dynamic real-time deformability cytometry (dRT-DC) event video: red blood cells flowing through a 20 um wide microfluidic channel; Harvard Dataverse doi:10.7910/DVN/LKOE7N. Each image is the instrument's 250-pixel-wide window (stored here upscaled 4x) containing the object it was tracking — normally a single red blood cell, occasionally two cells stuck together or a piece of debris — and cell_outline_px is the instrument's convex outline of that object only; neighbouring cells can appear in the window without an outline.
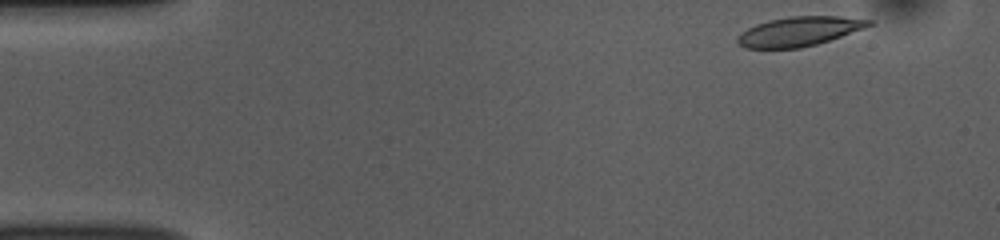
{"species": "common noctule bat (a hibernating species)", "species_latin": "Nyctalus noctula", "temperature_condition": "room temperature", "stored_images_in_passage": 49, "camera_frame_rate_fps": 3000, "um_per_image_px": 0.085, "animal": {"sex": "female", "body_mass_g": 10.0, "forearm_length_mm": 53.1}, "frame": {"image": 1, "passage_image": 1, "time_ms": 0.0, "image_size_px": [1000, 240], "cell_outline_px": [[876, 24], [816, 44], [800, 48], [744, 48], [736, 40], [736, 36], [748, 28], [756, 24], [768, 20], [788, 16], [840, 16], [876, 20]], "centroid_in_image_um": [67.95, 2.65], "position_along_channel_um": 17.1, "area_um2": 22.54}}
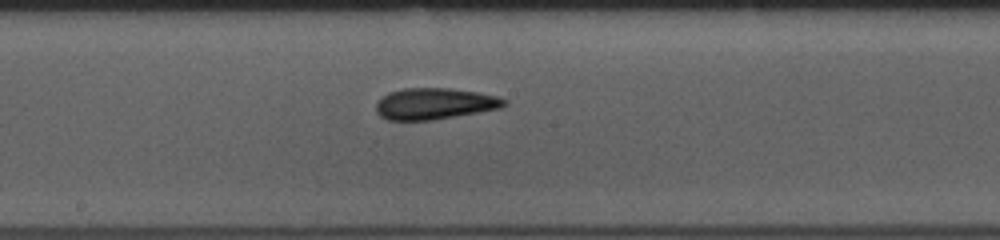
{"frame": {"image": 2, "passage_image": 24, "time_ms": 7.667, "image_size_px": [1000, 240], "cell_outline_px": [[508, 104], [500, 108], [432, 120], [388, 120], [380, 116], [376, 112], [376, 104], [388, 92], [404, 88], [452, 88], [476, 92], [496, 96], [508, 100]], "centroid_in_image_um": [36.94, 8.81], "position_along_channel_um": 211.3, "area_um2": 23.29}}
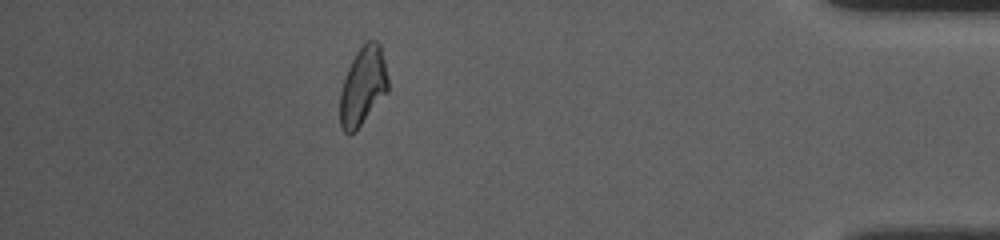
{"frame": {"image": 3, "passage_image": 43, "time_ms": 14.0, "image_size_px": [1000, 240], "cell_outline_px": [[388, 92], [356, 132], [348, 136], [340, 128], [340, 92], [348, 68], [356, 52], [368, 40], [376, 40], [380, 44], [388, 76]], "centroid_in_image_um": [30.85, 7.38], "position_along_channel_um": 404.4, "area_um2": 22.2}, "authors_computed_cell_mechanics": {"area_um2": 23.12, "velocity_mm_per_s": 3.7746, "shape_relaxation_time_tau1_ms": 5.0268, "shape_relaxation_time_tau2_ms": 2.5801, "deformation_change_tau1": 0.142, "deformation_change_tau2": 0.1134}}